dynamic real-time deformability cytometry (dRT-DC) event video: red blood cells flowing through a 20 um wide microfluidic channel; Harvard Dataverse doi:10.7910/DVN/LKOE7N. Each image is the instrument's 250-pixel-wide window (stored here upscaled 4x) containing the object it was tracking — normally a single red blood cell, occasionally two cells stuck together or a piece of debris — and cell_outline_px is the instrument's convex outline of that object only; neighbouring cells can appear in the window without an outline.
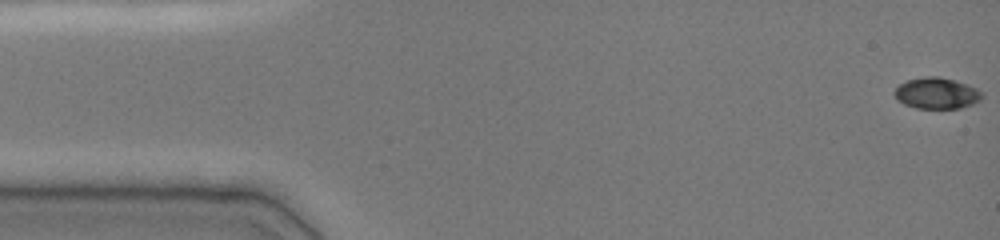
{"species": "common noctule bat (a hibernating species)", "species_latin": "Nyctalus noctula", "temperature_condition": "cold", "stored_images_in_passage": 60, "camera_frame_rate_fps": 3000, "um_per_image_px": 0.085, "animal": {"sex": "female", "body_mass_g": 19.0, "forearm_length_mm": 51.5}, "frame": {"image": 1, "passage_image": 1, "time_ms": 0.0, "image_size_px": [1000, 240], "cell_outline_px": [[984, 96], [980, 100], [972, 104], [960, 108], [916, 108], [904, 104], [896, 100], [892, 92], [900, 84], [908, 80], [924, 76], [940, 76], [956, 80], [968, 84], [976, 88]], "centroid_in_image_um": [79.6, 7.91], "position_along_channel_um": 5.4, "area_um2": 16.07}}
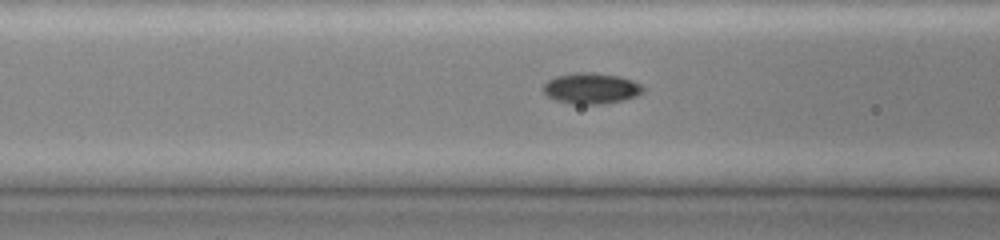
{"frame": {"image": 2, "passage_image": 30, "time_ms": 6.0, "image_size_px": [1000, 240], "cell_outline_px": [[644, 92], [636, 96], [604, 104], [572, 104], [556, 100], [548, 96], [544, 92], [544, 84], [548, 80], [556, 76], [576, 72], [592, 72], [620, 76], [632, 80], [640, 84], [644, 88]], "centroid_in_image_um": [50.26, 7.5], "position_along_channel_um": 116.3, "area_um2": 17.92}}
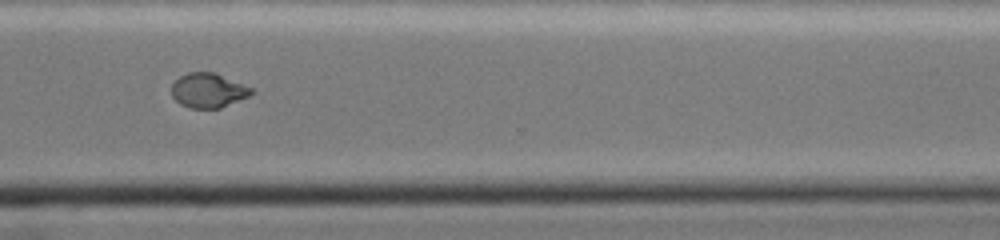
{"frame": {"image": 3, "passage_image": 59, "time_ms": 12.0, "image_size_px": [1000, 240], "cell_outline_px": [[256, 92], [248, 96], [220, 108], [188, 108], [180, 104], [172, 96], [172, 84], [180, 76], [188, 72], [212, 72], [252, 88]], "centroid_in_image_um": [17.68, 7.69], "position_along_channel_um": 352.9, "area_um2": 15.84}}